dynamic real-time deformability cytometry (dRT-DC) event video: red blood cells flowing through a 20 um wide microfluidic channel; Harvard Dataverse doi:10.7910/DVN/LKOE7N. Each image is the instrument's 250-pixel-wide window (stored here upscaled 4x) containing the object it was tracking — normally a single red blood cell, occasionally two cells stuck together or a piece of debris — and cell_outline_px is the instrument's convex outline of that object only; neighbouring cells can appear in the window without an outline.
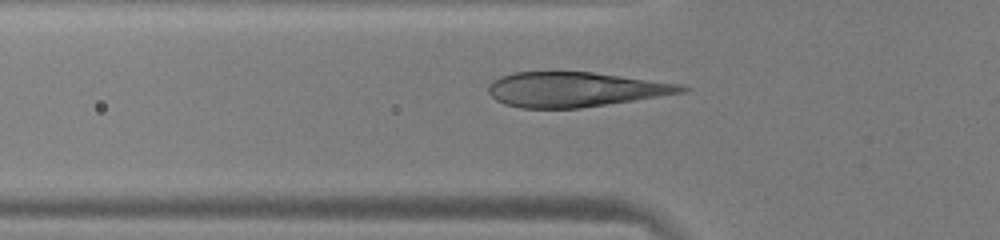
{"species": "human", "species_latin": "Homo sapiens", "temperature_condition": "warm", "stored_images_in_passage": 32, "camera_frame_rate_fps": 3000, "um_per_image_px": 0.085, "donor": {"sex": "male"}, "frame": {"image": 1, "passage_image": 6, "time_ms": 1.667, "image_size_px": [1000, 240], "cell_outline_px": [[692, 88], [684, 92], [580, 108], [520, 108], [504, 104], [496, 100], [488, 92], [488, 84], [492, 80], [500, 76], [512, 72], [592, 72], [684, 84]], "centroid_in_image_um": [48.86, 7.59], "position_along_channel_um": 76.9, "area_um2": 39.13}}
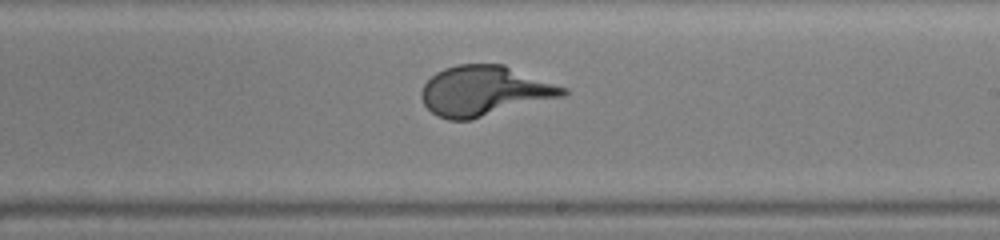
{"frame": {"image": 2, "passage_image": 19, "time_ms": 6.0, "image_size_px": [1000, 240], "cell_outline_px": [[568, 92], [564, 96], [468, 120], [448, 120], [436, 116], [424, 104], [420, 96], [420, 92], [424, 84], [436, 72], [444, 68], [456, 64], [504, 64], [568, 88]], "centroid_in_image_um": [41.17, 7.71], "position_along_channel_um": 247.8, "area_um2": 41.21}}
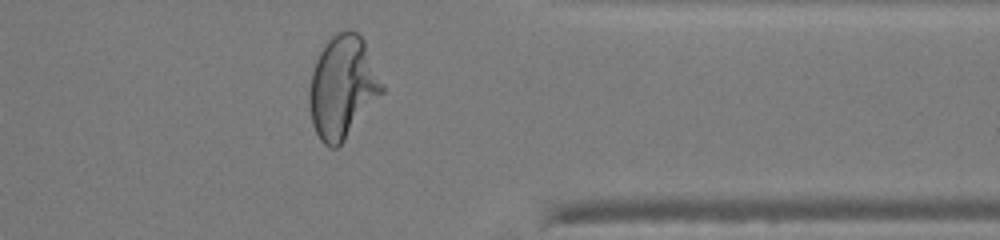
{"frame": {"image": 3, "passage_image": 30, "time_ms": 9.667, "image_size_px": [1000, 240], "cell_outline_px": [[384, 92], [344, 140], [336, 148], [328, 148], [320, 140], [312, 124], [308, 100], [308, 92], [312, 72], [316, 60], [324, 44], [336, 32], [348, 28], [352, 28], [364, 40], [384, 88]], "centroid_in_image_um": [29.1, 7.4], "position_along_channel_um": 382.3, "area_um2": 43.41}}